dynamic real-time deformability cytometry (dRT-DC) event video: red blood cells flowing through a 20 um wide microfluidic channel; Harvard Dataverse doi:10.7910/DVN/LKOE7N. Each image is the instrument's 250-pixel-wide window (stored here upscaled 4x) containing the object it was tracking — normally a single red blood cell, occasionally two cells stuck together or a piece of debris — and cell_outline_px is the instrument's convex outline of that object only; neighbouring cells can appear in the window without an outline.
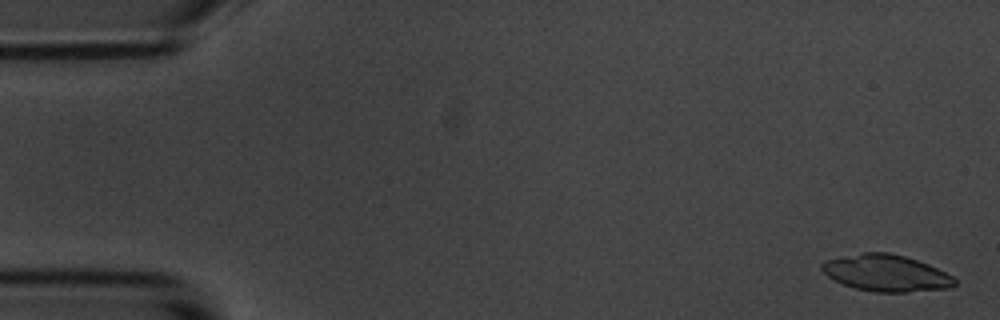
{"species": "common noctule bat (a hibernating species)", "species_latin": "Nyctalus noctula", "temperature_condition": "room temperature", "stored_images_in_passage": 55, "camera_frame_rate_fps": 3000, "um_per_image_px": 0.085, "animal": {"sex": "male", "body_mass_g": 20.1, "forearm_length_mm": 53.5}, "frame": {"image": 1, "passage_image": 2, "time_ms": 0.333, "image_size_px": [1000, 320], "cell_outline_px": [[956, 284], [952, 288], [908, 292], [876, 292], [856, 288], [832, 280], [820, 268], [820, 264], [824, 260], [864, 252], [888, 252], [904, 256], [928, 264], [952, 276], [956, 280]], "centroid_in_image_um": [75.31, 23.21], "position_along_channel_um": 9.7, "area_um2": 28.32}, "authors_computed_cell_mechanics": {"area_um2": 28.1486, "velocity_mm_per_s": 3.6016, "shape_relaxation_time_tau1_ms": 2.0813, "shape_relaxation_time_tau2_ms": null, "deformation_change_tau1": 0.0659, "deformation_change_tau2": null}}